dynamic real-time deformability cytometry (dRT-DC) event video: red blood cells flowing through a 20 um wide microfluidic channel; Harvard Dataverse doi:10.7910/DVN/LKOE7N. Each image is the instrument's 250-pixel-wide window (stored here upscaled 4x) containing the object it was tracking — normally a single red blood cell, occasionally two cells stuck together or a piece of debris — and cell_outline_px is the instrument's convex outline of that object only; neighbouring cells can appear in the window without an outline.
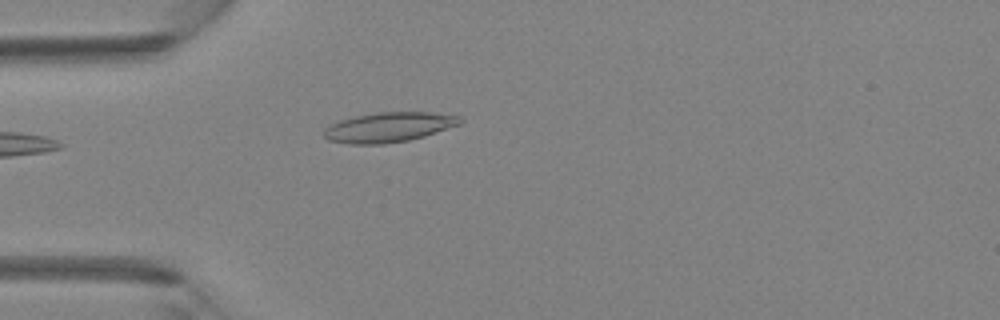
{"species": "Egyptian fruit bat (a non-hibernating species)", "species_latin": "Rousettus aegyptiacus", "temperature_condition": "room temperature", "stored_images_in_passage": 13, "camera_frame_rate_fps": 3000, "um_per_image_px": 0.085, "animal": {"sex": "female"}, "frame": {"image": 1, "passage_image": 1, "time_ms": 0.0, "image_size_px": [1000, 320], "cell_outline_px": [[464, 120], [460, 124], [424, 136], [408, 140], [384, 144], [348, 144], [328, 140], [324, 136], [324, 128], [340, 120], [356, 116], [376, 112], [428, 112], [460, 116]], "centroid_in_image_um": [33.04, 10.81], "position_along_channel_um": 52.0, "area_um2": 23.58}}
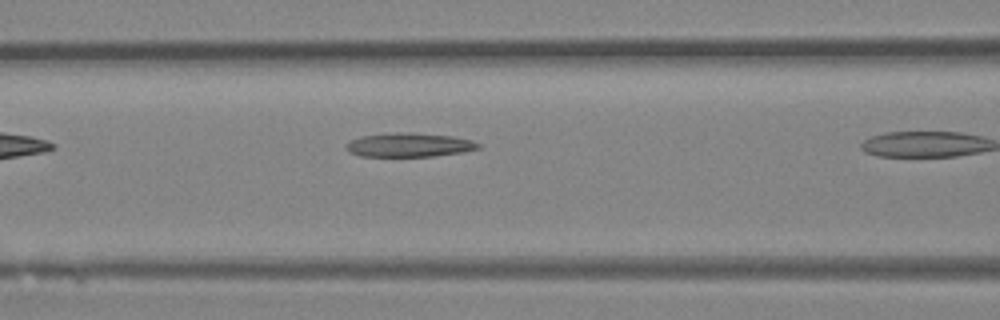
{"frame": {"image": 2, "passage_image": 4, "time_ms": 1.0, "image_size_px": [1000, 320], "cell_outline_px": [[480, 148], [464, 152], [432, 156], [360, 156], [348, 152], [344, 148], [344, 144], [360, 136], [400, 132], [452, 136], [472, 140], [480, 144]], "centroid_in_image_um": [34.75, 12.33], "position_along_channel_um": 131.9, "area_um2": 18.38}}